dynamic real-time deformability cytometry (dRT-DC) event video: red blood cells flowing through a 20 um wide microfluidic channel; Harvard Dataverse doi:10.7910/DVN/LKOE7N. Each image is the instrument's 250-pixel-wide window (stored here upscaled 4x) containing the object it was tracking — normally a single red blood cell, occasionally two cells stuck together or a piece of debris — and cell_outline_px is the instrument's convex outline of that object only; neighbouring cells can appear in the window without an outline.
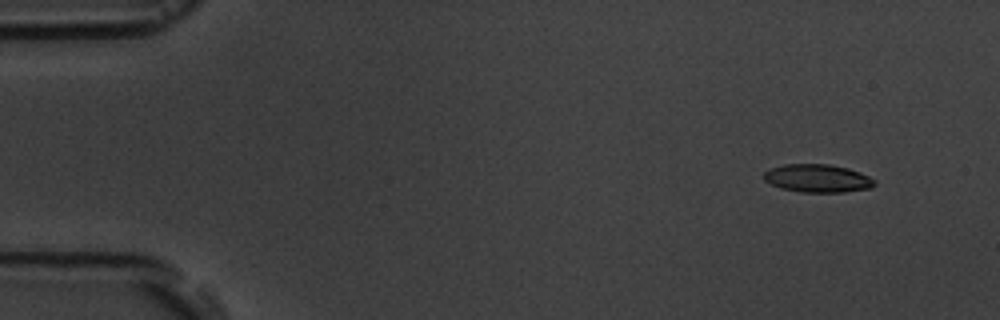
{"species": "common noctule bat (a hibernating species)", "species_latin": "Nyctalus noctula", "temperature_condition": "room temperature", "stored_images_in_passage": 6, "segment_of_instrument_passage": [2, 2], "camera_frame_rate_fps": 3000, "um_per_image_px": 0.085, "animal": {"sex": "male", "body_mass_g": 19.5, "forearm_length_mm": 54.6}, "frame": {"image": 1, "passage_image": 6, "time_ms": 6.667, "image_size_px": [1000, 320], "cell_outline_px": [[876, 184], [868, 188], [844, 192], [800, 192], [780, 188], [764, 180], [764, 172], [772, 168], [784, 164], [828, 164], [848, 168], [860, 172], [876, 180]], "centroid_in_image_um": [69.5, 15.16], "position_along_channel_um": 15.5, "area_um2": 18.03}}